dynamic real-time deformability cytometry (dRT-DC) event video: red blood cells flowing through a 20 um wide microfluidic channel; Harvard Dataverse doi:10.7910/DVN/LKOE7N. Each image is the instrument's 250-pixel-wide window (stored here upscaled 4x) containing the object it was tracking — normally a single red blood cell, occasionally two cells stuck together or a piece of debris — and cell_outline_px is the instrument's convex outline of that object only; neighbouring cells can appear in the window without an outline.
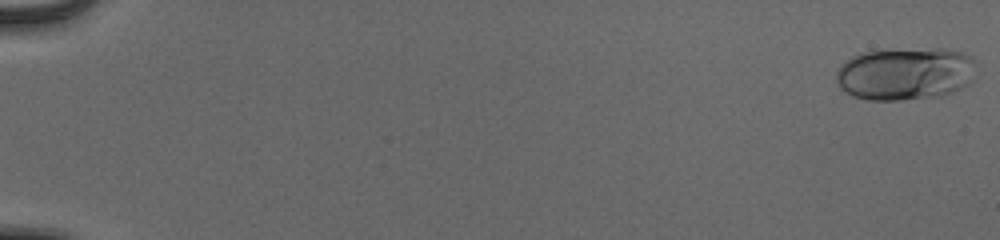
{"species": "human", "species_latin": "Homo sapiens", "temperature_condition": "cold", "stored_images_in_passage": 55, "camera_frame_rate_fps": 3000, "um_per_image_px": 0.085, "donor": {"sex": "male"}, "frame": {"image": 1, "passage_image": 1, "time_ms": 0.0, "image_size_px": [1000, 240], "cell_outline_px": [[976, 60], [972, 80], [968, 84], [952, 92], [940, 96], [900, 100], [868, 100], [852, 96], [844, 92], [836, 84], [836, 72], [840, 64], [852, 56], [860, 52], [872, 48], [940, 48], [960, 52]], "centroid_in_image_um": [76.88, 6.23], "position_along_channel_um": 8.1, "area_um2": 44.1}}
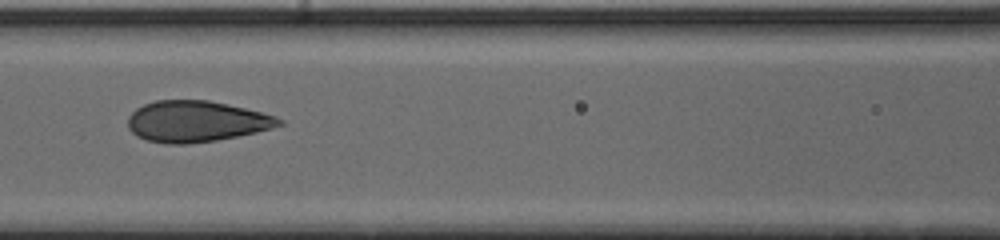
{"frame": {"image": 2, "passage_image": 27, "time_ms": 8.667, "image_size_px": [1000, 240], "cell_outline_px": [[284, 124], [272, 128], [256, 132], [216, 140], [188, 144], [164, 144], [148, 140], [136, 136], [128, 128], [128, 116], [136, 108], [144, 104], [156, 100], [208, 100], [244, 108], [276, 116], [284, 120]], "centroid_in_image_um": [16.66, 10.32], "position_along_channel_um": 149.9, "area_um2": 36.18}}
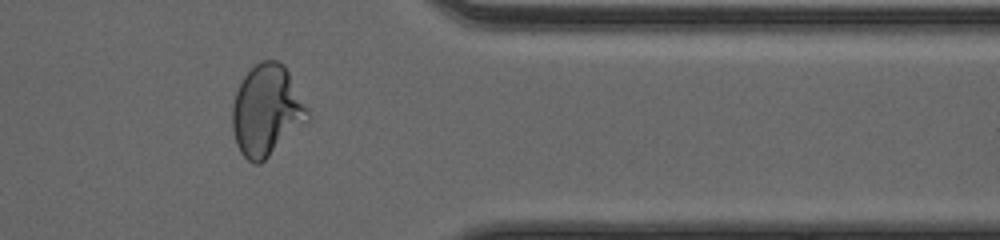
{"frame": {"image": 3, "passage_image": 46, "time_ms": 15.0, "image_size_px": [1000, 240], "cell_outline_px": [[312, 116], [308, 120], [260, 164], [252, 164], [240, 152], [236, 144], [232, 128], [232, 104], [236, 92], [244, 76], [260, 60], [276, 60], [284, 64], [308, 108]], "centroid_in_image_um": [22.66, 9.4], "position_along_channel_um": 388.7, "area_um2": 39.82}, "authors_computed_cell_mechanics": {"area_um2": 37.8012, "velocity_mm_per_s": 3.9116, "shape_relaxation_time_tau1_ms": 4.819, "shape_relaxation_time_tau2_ms": null, "deformation_change_tau1": 0.1837, "deformation_change_tau2": null}}